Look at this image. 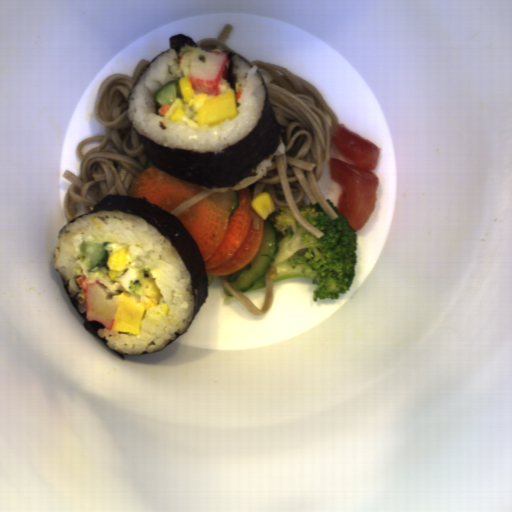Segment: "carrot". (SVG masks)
<instances>
[{"instance_id": "5", "label": "carrot", "mask_w": 512, "mask_h": 512, "mask_svg": "<svg viewBox=\"0 0 512 512\" xmlns=\"http://www.w3.org/2000/svg\"><path fill=\"white\" fill-rule=\"evenodd\" d=\"M235 94H236L237 102H239V100L241 99L242 94H243V90H242V88H241V89H239V90H237V91H235Z\"/></svg>"}, {"instance_id": "1", "label": "carrot", "mask_w": 512, "mask_h": 512, "mask_svg": "<svg viewBox=\"0 0 512 512\" xmlns=\"http://www.w3.org/2000/svg\"><path fill=\"white\" fill-rule=\"evenodd\" d=\"M238 206L230 213L234 202L233 190L211 193L176 217L195 240L204 260L206 274L223 276L234 273L251 263L263 243L264 219L258 218L250 186L237 190ZM231 215V216H230Z\"/></svg>"}, {"instance_id": "3", "label": "carrot", "mask_w": 512, "mask_h": 512, "mask_svg": "<svg viewBox=\"0 0 512 512\" xmlns=\"http://www.w3.org/2000/svg\"><path fill=\"white\" fill-rule=\"evenodd\" d=\"M170 109L169 104H164L158 107L157 113L159 116L163 117L165 116L166 112Z\"/></svg>"}, {"instance_id": "4", "label": "carrot", "mask_w": 512, "mask_h": 512, "mask_svg": "<svg viewBox=\"0 0 512 512\" xmlns=\"http://www.w3.org/2000/svg\"><path fill=\"white\" fill-rule=\"evenodd\" d=\"M86 280H87V278H86L85 274L84 275H80L79 277H77L75 279L77 285L79 287H82V288L84 287V283L86 282Z\"/></svg>"}, {"instance_id": "2", "label": "carrot", "mask_w": 512, "mask_h": 512, "mask_svg": "<svg viewBox=\"0 0 512 512\" xmlns=\"http://www.w3.org/2000/svg\"><path fill=\"white\" fill-rule=\"evenodd\" d=\"M203 190L207 189L166 174L154 165L145 168L136 178L128 196L146 198L151 204L171 213L178 205Z\"/></svg>"}]
</instances>
